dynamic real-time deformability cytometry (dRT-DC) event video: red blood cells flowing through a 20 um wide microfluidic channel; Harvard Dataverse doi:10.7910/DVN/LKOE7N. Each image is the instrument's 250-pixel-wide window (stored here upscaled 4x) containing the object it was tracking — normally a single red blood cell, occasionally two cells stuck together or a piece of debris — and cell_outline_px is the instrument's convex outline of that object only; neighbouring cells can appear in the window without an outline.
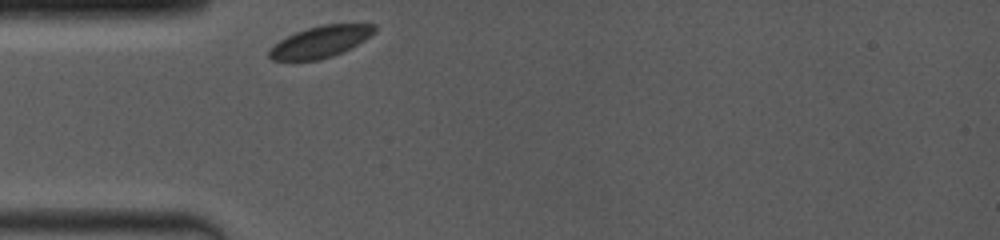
{"species": "common noctule bat (a hibernating species)", "species_latin": "Nyctalus noctula", "temperature_condition": "room temperature", "stored_images_in_passage": 1, "camera_frame_rate_fps": 4000, "um_per_image_px": 0.085, "animal": {"sex": "female", "body_mass_g": 19.0, "forearm_length_mm": 53.3}, "frame": {"image": 1, "passage_image": 1, "time_ms": 0.0, "image_size_px": [1000, 240], "cell_outline_px": [[376, 32], [364, 40], [344, 52], [320, 60], [272, 60], [268, 56], [268, 52], [280, 40], [296, 32], [308, 28], [324, 24], [376, 24]], "centroid_in_image_um": [27.28, 3.55], "position_along_channel_um": 57.7, "area_um2": 19.19}}